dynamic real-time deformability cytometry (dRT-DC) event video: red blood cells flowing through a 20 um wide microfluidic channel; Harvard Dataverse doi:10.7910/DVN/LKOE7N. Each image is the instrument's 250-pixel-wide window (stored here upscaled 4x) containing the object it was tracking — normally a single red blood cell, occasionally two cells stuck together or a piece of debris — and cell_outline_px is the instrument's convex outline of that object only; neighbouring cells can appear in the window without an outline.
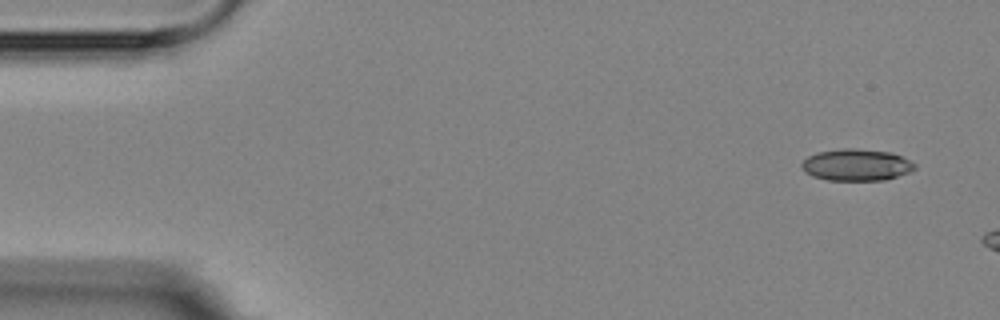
{"species": "Egyptian fruit bat (a non-hibernating species)", "species_latin": "Rousettus aegyptiacus", "temperature_condition": "room temperature", "stored_images_in_passage": 3, "camera_frame_rate_fps": 3000, "um_per_image_px": 0.085, "animal": {"sex": "female"}, "frame": {"image": 1, "passage_image": 1, "time_ms": 0.0, "image_size_px": [1000, 320], "cell_outline_px": [[916, 168], [912, 172], [884, 180], [828, 180], [812, 176], [804, 172], [800, 164], [808, 156], [816, 152], [840, 148], [856, 148], [892, 152], [916, 164]], "centroid_in_image_um": [72.79, 14.01], "position_along_channel_um": 12.2, "area_um2": 21.15}}